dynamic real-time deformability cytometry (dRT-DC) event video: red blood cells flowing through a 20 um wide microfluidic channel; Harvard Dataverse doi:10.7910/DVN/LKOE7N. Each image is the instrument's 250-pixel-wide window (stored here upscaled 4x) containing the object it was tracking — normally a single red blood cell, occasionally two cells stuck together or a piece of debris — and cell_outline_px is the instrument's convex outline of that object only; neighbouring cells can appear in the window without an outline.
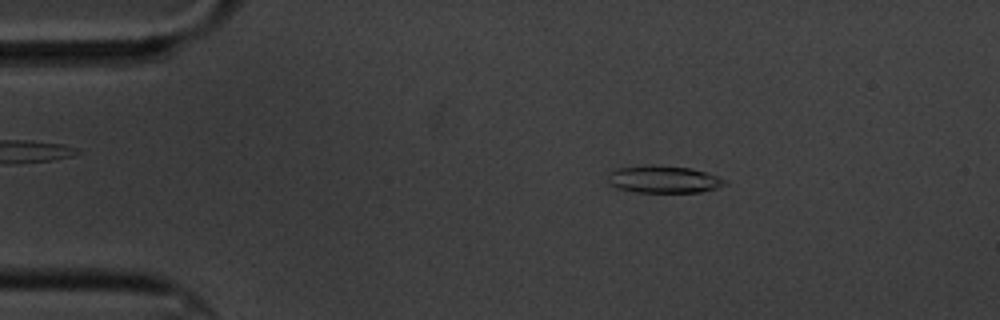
{"species": "common noctule bat (a hibernating species)", "species_latin": "Nyctalus noctula", "temperature_condition": "cold", "stored_images_in_passage": 6, "camera_frame_rate_fps": 3000, "um_per_image_px": 0.085, "animal": {"sex": "male", "body_mass_g": 20.1, "forearm_length_mm": 53.5}, "frame": {"image": 1, "passage_image": 3, "time_ms": 2.333, "image_size_px": [1000, 320], "cell_outline_px": [[728, 184], [716, 188], [700, 192], [636, 192], [616, 188], [608, 184], [608, 172], [616, 168], [644, 164], [652, 164], [692, 168], [728, 180]], "centroid_in_image_um": [56.36, 15.23], "position_along_channel_um": 28.6, "area_um2": 18.96}}